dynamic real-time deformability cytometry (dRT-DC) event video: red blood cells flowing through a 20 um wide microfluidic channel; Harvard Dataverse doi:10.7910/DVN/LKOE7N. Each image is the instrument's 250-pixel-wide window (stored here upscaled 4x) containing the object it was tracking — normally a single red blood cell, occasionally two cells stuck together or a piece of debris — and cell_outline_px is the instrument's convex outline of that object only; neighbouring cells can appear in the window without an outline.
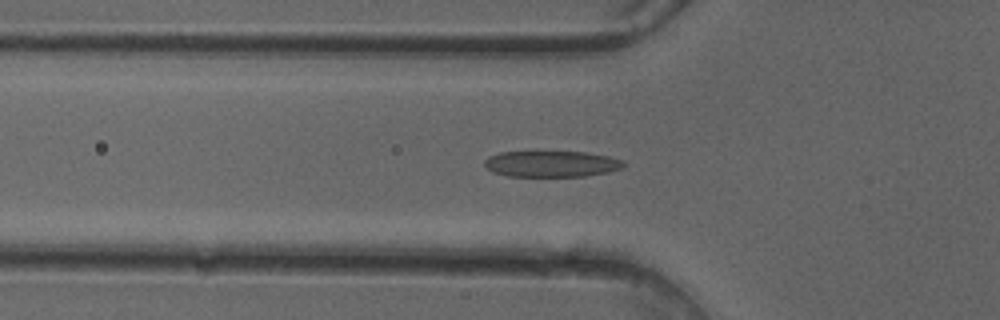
{"species": "common noctule bat (a hibernating species)", "species_latin": "Nyctalus noctula", "temperature_condition": "cold", "stored_images_in_passage": 50, "camera_frame_rate_fps": 3000, "um_per_image_px": 0.085, "animal": {"sex": "female"}, "frame": {"image": 1, "passage_image": 17, "time_ms": 5.333, "image_size_px": [1000, 320], "cell_outline_px": [[628, 164], [624, 168], [608, 172], [584, 176], [508, 176], [492, 172], [484, 164], [484, 160], [488, 156], [500, 152], [536, 148], [584, 152], [608, 156], [624, 160]], "centroid_in_image_um": [46.86, 13.87], "position_along_channel_um": 78.9, "area_um2": 22.48}}
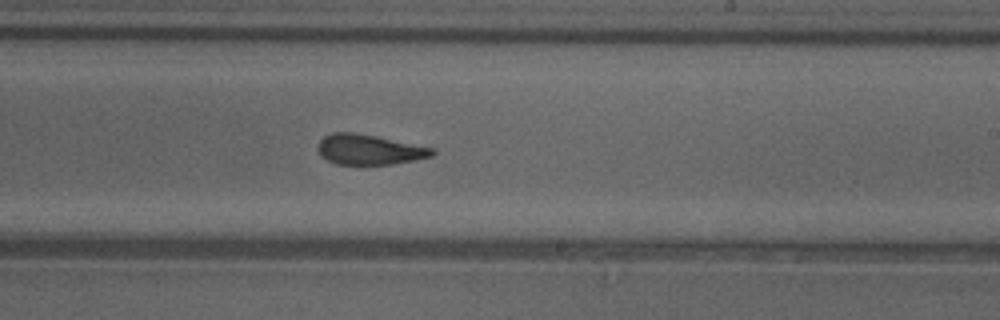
{"frame": {"image": 2, "passage_image": 30, "time_ms": 9.667, "image_size_px": [1000, 320], "cell_outline_px": [[436, 152], [432, 156], [392, 164], [336, 164], [320, 156], [316, 148], [320, 140], [324, 136], [332, 132], [352, 132], [376, 136], [436, 148]], "centroid_in_image_um": [31.37, 12.7], "position_along_channel_um": 257.6, "area_um2": 20.17}}
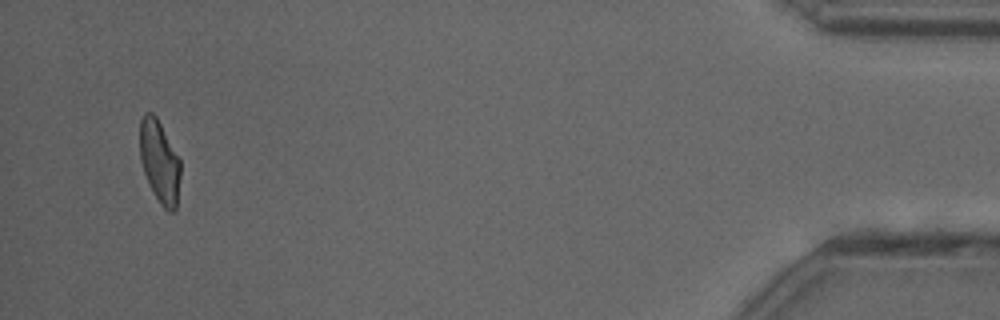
{"frame": {"image": 3, "passage_image": 48, "time_ms": 15.667, "image_size_px": [1000, 320], "cell_outline_px": [[180, 176], [176, 212], [168, 212], [160, 204], [144, 172], [140, 160], [140, 120], [144, 112], [152, 112], [156, 116], [180, 156]], "centroid_in_image_um": [13.58, 13.72], "position_along_channel_um": 421.6, "area_um2": 19.71}}